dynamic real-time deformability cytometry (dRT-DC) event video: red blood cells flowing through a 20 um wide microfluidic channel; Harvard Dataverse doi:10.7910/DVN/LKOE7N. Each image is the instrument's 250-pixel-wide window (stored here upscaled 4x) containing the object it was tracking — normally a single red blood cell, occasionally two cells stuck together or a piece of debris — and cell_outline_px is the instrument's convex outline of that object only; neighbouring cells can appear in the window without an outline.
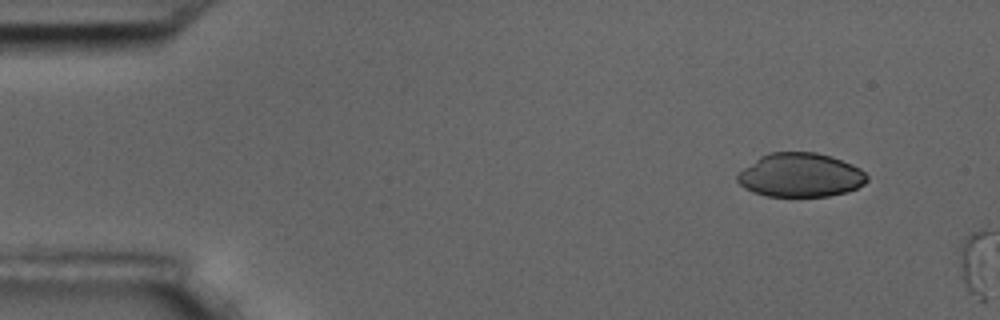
{"species": "common noctule bat (a hibernating species)", "species_latin": "Nyctalus noctula", "temperature_condition": "room temperature", "stored_images_in_passage": 3, "segment_of_instrument_passage": [1, 2], "camera_frame_rate_fps": 3000, "um_per_image_px": 0.085, "animal": {"sex": "male", "body_mass_g": 17.5, "forearm_length_mm": 52.3}, "frame": {"image": 1, "passage_image": 2, "time_ms": 1.333, "image_size_px": [1000, 320], "cell_outline_px": [[868, 180], [864, 184], [848, 192], [828, 196], [768, 196], [752, 192], [744, 188], [736, 180], [736, 176], [744, 168], [760, 156], [768, 152], [816, 152], [832, 156], [852, 164], [860, 168], [868, 176]], "centroid_in_image_um": [68.04, 14.88], "position_along_channel_um": 17.0, "area_um2": 33.29}}